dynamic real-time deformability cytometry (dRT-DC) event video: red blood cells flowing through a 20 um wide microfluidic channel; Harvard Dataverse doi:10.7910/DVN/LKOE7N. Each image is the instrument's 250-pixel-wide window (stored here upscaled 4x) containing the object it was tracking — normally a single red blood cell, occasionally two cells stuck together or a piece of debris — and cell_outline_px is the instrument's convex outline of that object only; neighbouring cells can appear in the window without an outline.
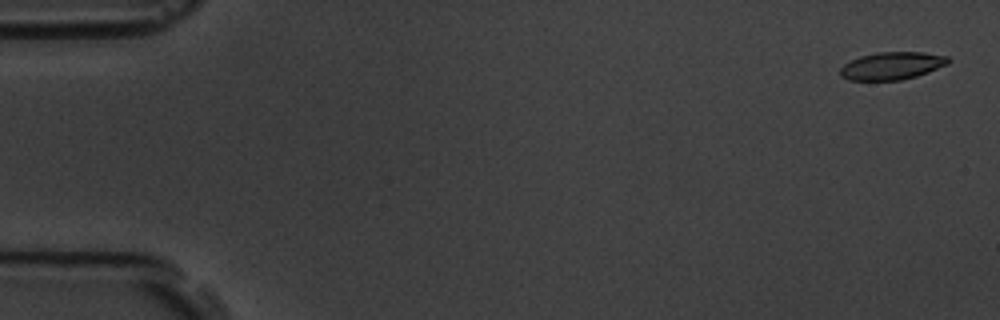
{"species": "common noctule bat (a hibernating species)", "species_latin": "Nyctalus noctula", "temperature_condition": "room temperature", "stored_images_in_passage": 7, "camera_frame_rate_fps": 3000, "um_per_image_px": 0.085, "animal": {"sex": "male", "body_mass_g": 19.5, "forearm_length_mm": 54.6}, "frame": {"image": 1, "passage_image": 1, "time_ms": 0.0, "image_size_px": [1000, 320], "cell_outline_px": [[952, 60], [948, 64], [928, 72], [916, 76], [900, 80], [848, 80], [840, 76], [840, 68], [844, 64], [860, 56], [876, 52], [924, 52], [948, 56]], "centroid_in_image_um": [75.83, 5.58], "position_along_channel_um": 9.2, "area_um2": 17.46}}
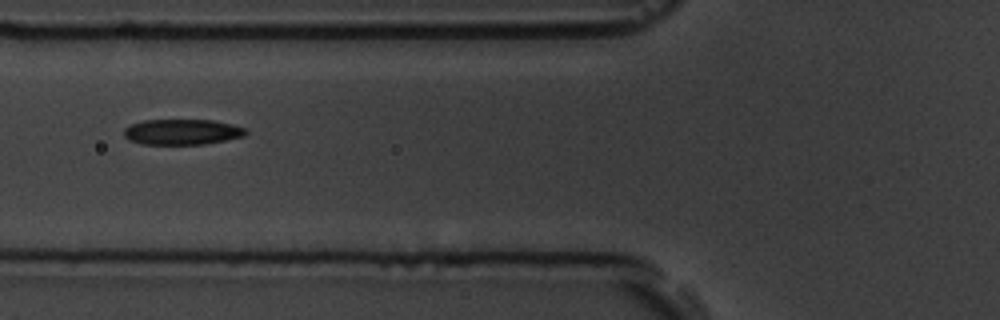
{"frame": {"image": 2, "passage_image": 6, "time_ms": 6.667, "image_size_px": [1000, 320], "cell_outline_px": [[248, 132], [244, 136], [204, 144], [140, 144], [128, 140], [124, 136], [124, 128], [132, 124], [144, 120], [216, 120], [248, 128]], "centroid_in_image_um": [15.49, 11.21], "position_along_channel_um": 110.3, "area_um2": 18.26}}
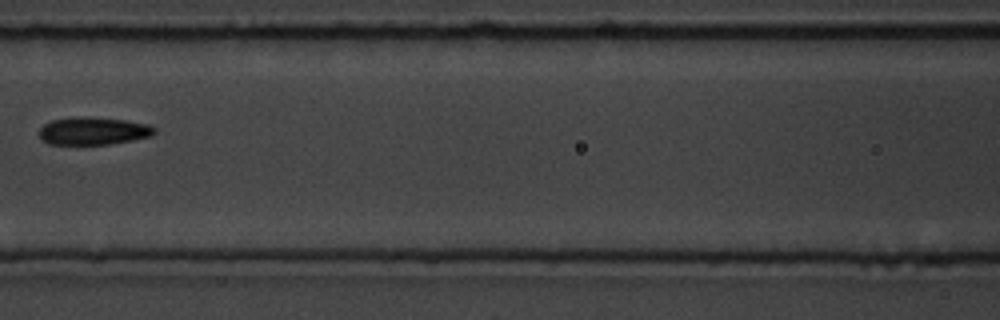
{"frame": {"image": 3, "passage_image": 7, "time_ms": 8.0, "image_size_px": [1000, 320], "cell_outline_px": [[156, 132], [152, 136], [132, 140], [108, 144], [48, 144], [40, 140], [40, 128], [44, 124], [52, 120], [84, 116], [124, 120], [148, 124], [156, 128]], "centroid_in_image_um": [7.93, 11.13], "position_along_channel_um": 158.7, "area_um2": 18.55}}